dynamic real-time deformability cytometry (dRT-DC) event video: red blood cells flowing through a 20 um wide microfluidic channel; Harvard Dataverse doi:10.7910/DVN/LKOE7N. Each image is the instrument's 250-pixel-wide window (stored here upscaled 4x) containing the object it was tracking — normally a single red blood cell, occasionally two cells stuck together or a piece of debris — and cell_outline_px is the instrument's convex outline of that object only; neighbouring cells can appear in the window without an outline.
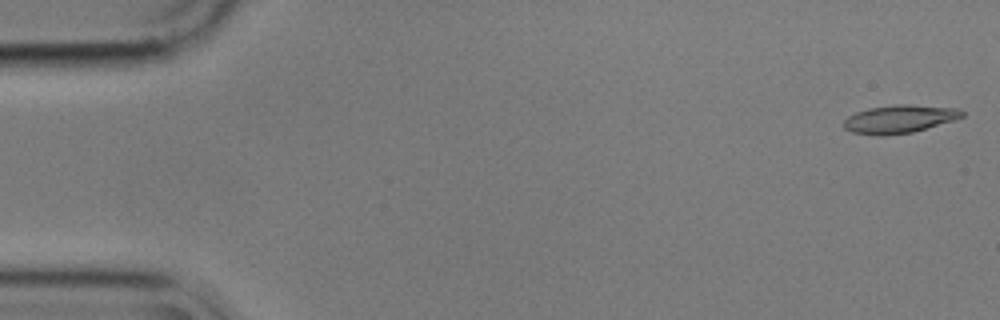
{"species": "common noctule bat (a hibernating species)", "species_latin": "Nyctalus noctula", "temperature_condition": "cold", "stored_images_in_passage": 55, "camera_frame_rate_fps": 3000, "um_per_image_px": 0.085, "animal": {"sex": "male", "body_mass_g": 17.9}, "frame": {"image": 1, "passage_image": 1, "time_ms": 0.0, "image_size_px": [1000, 320], "cell_outline_px": [[964, 116], [956, 120], [912, 132], [884, 136], [880, 136], [852, 132], [844, 128], [844, 120], [848, 116], [856, 112], [868, 108], [896, 104], [908, 104], [960, 108], [964, 112]], "centroid_in_image_um": [76.48, 10.11], "position_along_channel_um": 8.5, "area_um2": 19.54}}
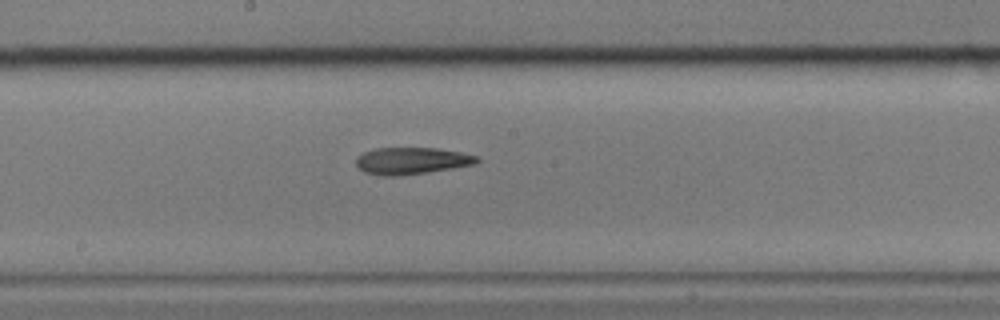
{"frame": {"image": 2, "passage_image": 29, "time_ms": 9.333, "image_size_px": [1000, 320], "cell_outline_px": [[480, 160], [476, 164], [428, 172], [396, 176], [384, 176], [364, 172], [356, 164], [356, 156], [364, 152], [376, 148], [436, 148], [460, 152], [480, 156]], "centroid_in_image_um": [35.0, 13.66], "position_along_channel_um": 213.2, "area_um2": 18.96}}
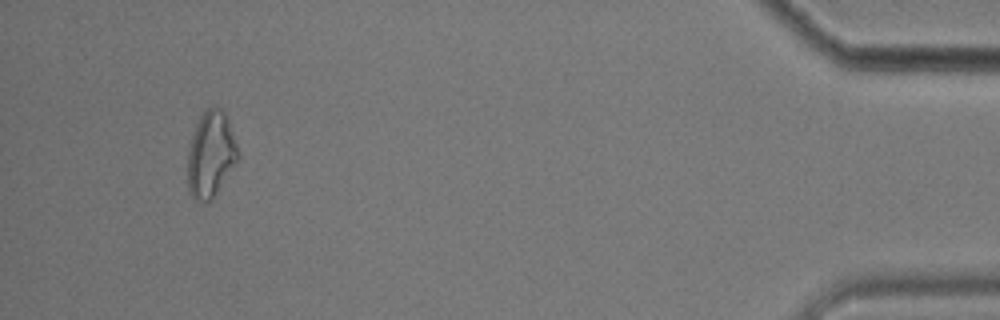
{"frame": {"image": 3, "passage_image": 52, "time_ms": 17.0, "image_size_px": [1000, 320], "cell_outline_px": [[236, 164], [212, 200], [208, 204], [196, 200], [188, 192], [188, 148], [196, 124], [204, 108], [212, 104], [220, 108], [224, 112], [228, 120], [236, 144]], "centroid_in_image_um": [17.89, 13.13], "position_along_channel_um": 417.3, "area_um2": 25.26}}